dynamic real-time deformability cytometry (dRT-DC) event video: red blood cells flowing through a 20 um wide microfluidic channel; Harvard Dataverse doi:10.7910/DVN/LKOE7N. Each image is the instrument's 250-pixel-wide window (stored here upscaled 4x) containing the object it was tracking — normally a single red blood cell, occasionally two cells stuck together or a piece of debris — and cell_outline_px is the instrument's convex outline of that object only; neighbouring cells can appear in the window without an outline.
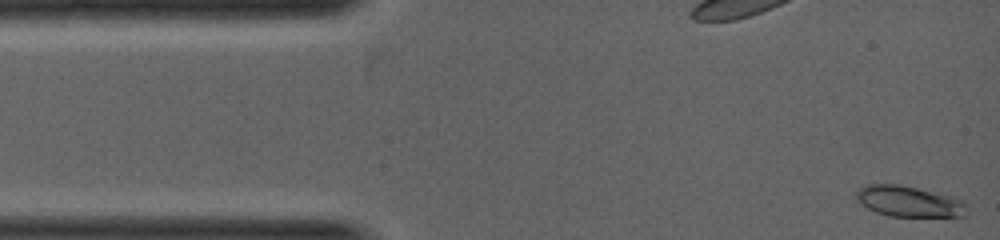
{"species": "common noctule bat (a hibernating species)", "species_latin": "Nyctalus noctula", "temperature_condition": "warm", "stored_images_in_passage": 4, "camera_frame_rate_fps": 5000, "um_per_image_px": 0.085, "animal": {"sex": "female", "body_mass_g": 19.0, "forearm_length_mm": 53.3}, "frame": {"image": 1, "passage_image": 1, "time_ms": 0.0, "image_size_px": [1000, 240], "cell_outline_px": [[964, 216], [888, 216], [876, 212], [860, 204], [852, 196], [860, 188], [868, 184], [900, 184], [952, 196], [964, 200]], "centroid_in_image_um": [77.18, 17.1], "position_along_channel_um": 7.8, "area_um2": 19.83}}